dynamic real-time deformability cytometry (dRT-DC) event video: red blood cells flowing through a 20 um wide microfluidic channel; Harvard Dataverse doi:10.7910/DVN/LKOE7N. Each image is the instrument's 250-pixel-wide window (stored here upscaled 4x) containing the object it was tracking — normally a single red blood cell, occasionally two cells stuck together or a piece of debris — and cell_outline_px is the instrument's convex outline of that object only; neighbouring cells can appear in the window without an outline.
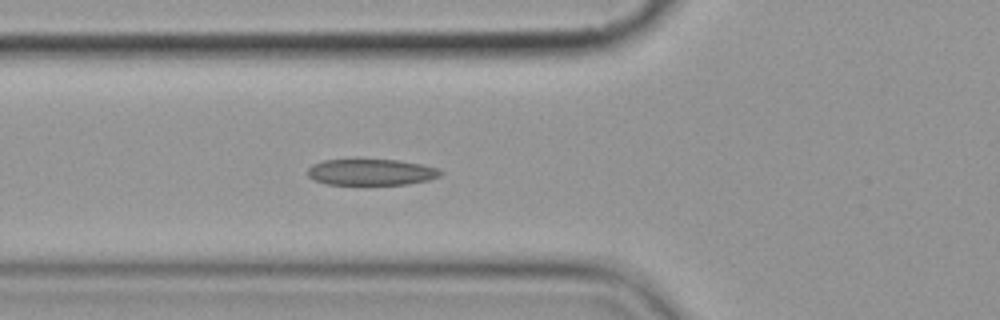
{"species": "common noctule bat (a hibernating species)", "species_latin": "Nyctalus noctula", "temperature_condition": "cold", "stored_images_in_passage": 8, "segment_of_instrument_passage": [1, 2], "camera_frame_rate_fps": 3000, "um_per_image_px": 0.085, "animal": {"sex": "female", "body_mass_g": 19.9}, "frame": {"image": 1, "passage_image": 7, "time_ms": 6.667, "image_size_px": [1000, 320], "cell_outline_px": [[444, 172], [440, 176], [428, 180], [408, 184], [328, 184], [316, 180], [308, 176], [308, 168], [312, 164], [324, 160], [396, 160], [420, 164], [436, 168]], "centroid_in_image_um": [31.56, 14.63], "position_along_channel_um": 94.2, "area_um2": 20.0}}